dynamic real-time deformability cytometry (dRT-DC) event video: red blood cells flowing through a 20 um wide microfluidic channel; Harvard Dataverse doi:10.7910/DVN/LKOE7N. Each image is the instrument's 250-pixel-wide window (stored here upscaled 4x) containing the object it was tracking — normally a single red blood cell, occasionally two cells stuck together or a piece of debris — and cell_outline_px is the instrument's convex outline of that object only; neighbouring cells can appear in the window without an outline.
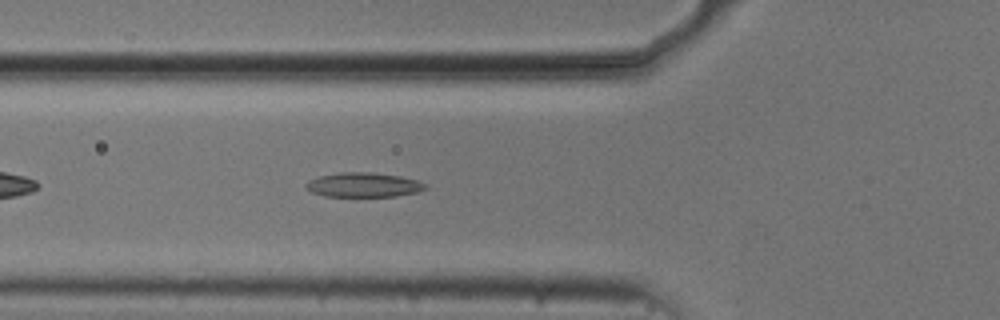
{"species": "common noctule bat (a hibernating species)", "species_latin": "Nyctalus noctula", "temperature_condition": "cold", "stored_images_in_passage": 42, "camera_frame_rate_fps": 3000, "um_per_image_px": 0.085, "animal": {"sex": "male", "body_mass_g": 20.5, "forearm_length_mm": 52.5}, "frame": {"image": 1, "passage_image": 7, "time_ms": 2.0, "image_size_px": [1000, 320], "cell_outline_px": [[428, 188], [416, 192], [396, 196], [324, 196], [312, 192], [304, 184], [308, 180], [320, 176], [340, 172], [372, 172], [400, 176], [416, 180], [428, 184]], "centroid_in_image_um": [30.92, 15.71], "position_along_channel_um": 94.9, "area_um2": 16.99}}
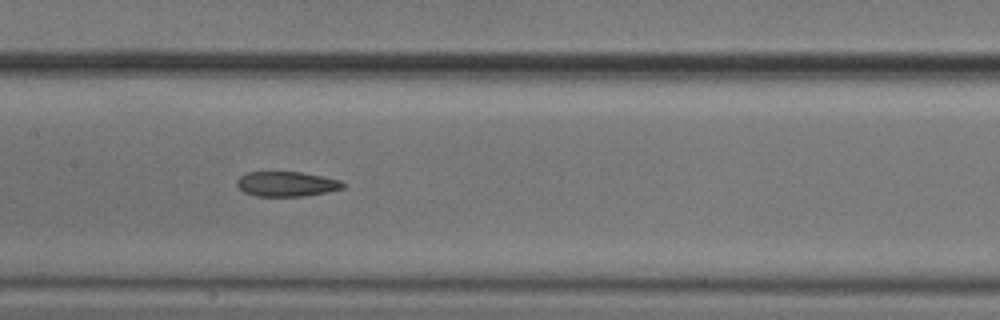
{"frame": {"image": 2, "passage_image": 14, "time_ms": 4.333, "image_size_px": [1000, 320], "cell_outline_px": [[344, 188], [328, 192], [304, 196], [256, 196], [244, 192], [236, 184], [236, 180], [240, 176], [248, 172], [300, 172], [340, 180], [344, 184]], "centroid_in_image_um": [24.34, 15.64], "position_along_channel_um": 183.1, "area_um2": 15.32}}
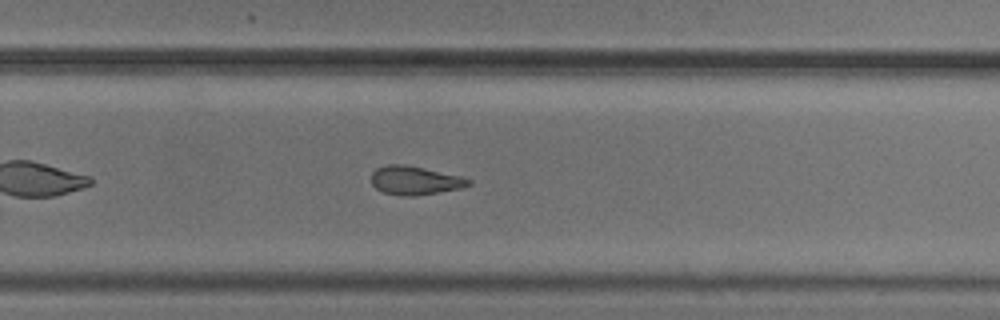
{"frame": {"image": 3, "passage_image": 23, "time_ms": 7.333, "image_size_px": [1000, 320], "cell_outline_px": [[472, 184], [460, 188], [416, 196], [404, 196], [384, 192], [376, 188], [372, 184], [372, 172], [376, 168], [388, 164], [404, 164], [424, 168], [460, 176], [472, 180]], "centroid_in_image_um": [35.26, 15.33], "position_along_channel_um": 294.5, "area_um2": 16.13}, "authors_computed_cell_mechanics": {"area_um2": 16.8776, "velocity_mm_per_s": 3.7392, "shape_relaxation_time_tau1_ms": 8.5655, "shape_relaxation_time_tau2_ms": 2.3173, "deformation_change_tau1": 0.2064, "deformation_change_tau2": 0.0766}}